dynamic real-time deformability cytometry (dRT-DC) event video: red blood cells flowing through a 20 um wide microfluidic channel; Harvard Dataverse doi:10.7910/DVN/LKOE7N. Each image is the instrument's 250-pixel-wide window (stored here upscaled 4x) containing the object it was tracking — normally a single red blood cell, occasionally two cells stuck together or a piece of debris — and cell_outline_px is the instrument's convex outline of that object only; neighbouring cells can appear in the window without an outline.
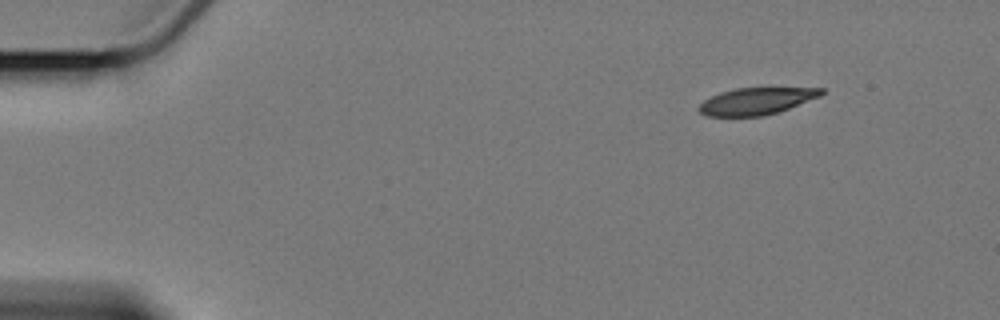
{"species": "Egyptian fruit bat (a non-hibernating species)", "species_latin": "Rousettus aegyptiacus", "temperature_condition": "cold", "stored_images_in_passage": 4, "camera_frame_rate_fps": 3000, "um_per_image_px": 0.085, "animal": {"sex": "female"}, "frame": {"image": 1, "passage_image": 1, "time_ms": 0.0, "image_size_px": [1000, 320], "cell_outline_px": [[824, 92], [820, 96], [788, 108], [764, 116], [704, 116], [696, 108], [704, 100], [720, 92], [736, 88], [824, 88]], "centroid_in_image_um": [64.24, 8.6], "position_along_channel_um": 20.8, "area_um2": 19.02}}
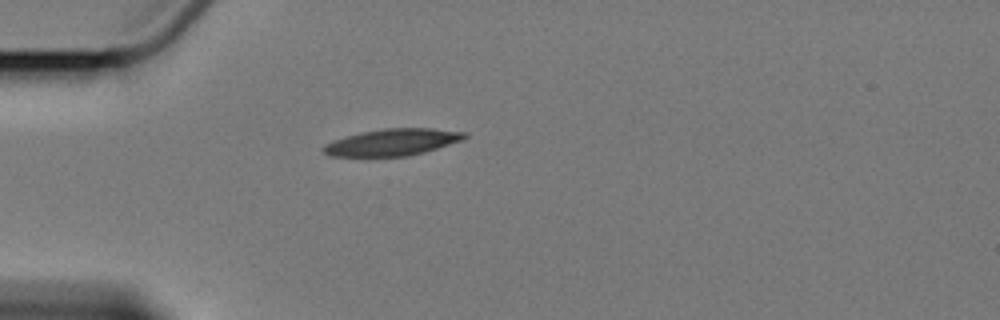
{"frame": {"image": 2, "passage_image": 4, "time_ms": 3.333, "image_size_px": [1000, 320], "cell_outline_px": [[468, 136], [464, 140], [424, 152], [408, 156], [328, 156], [320, 148], [324, 144], [332, 140], [360, 132], [384, 128], [432, 128], [468, 132]], "centroid_in_image_um": [33.36, 12.08], "position_along_channel_um": 51.6, "area_um2": 22.25}}